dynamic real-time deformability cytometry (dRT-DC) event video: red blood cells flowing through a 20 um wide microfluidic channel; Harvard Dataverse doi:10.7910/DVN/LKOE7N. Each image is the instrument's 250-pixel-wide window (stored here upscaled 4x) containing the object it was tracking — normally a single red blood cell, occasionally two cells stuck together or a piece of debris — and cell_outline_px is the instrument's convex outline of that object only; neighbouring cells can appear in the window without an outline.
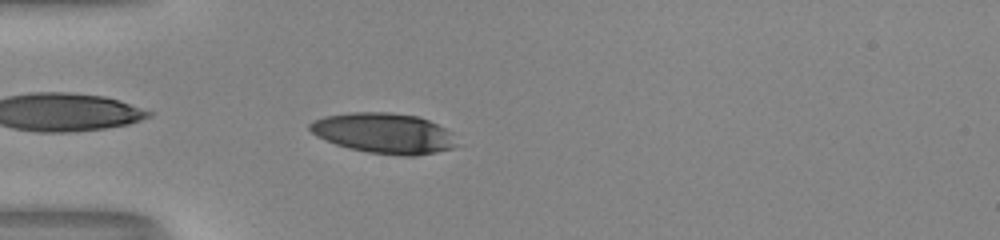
{"species": "human", "species_latin": "Homo sapiens", "temperature_condition": "room temperature", "stored_images_in_passage": 38, "camera_frame_rate_fps": 3000, "um_per_image_px": 0.085, "donor": {"sex": "male"}, "frame": {"image": 1, "passage_image": 2, "time_ms": 0.333, "image_size_px": [1000, 240], "cell_outline_px": [[464, 144], [452, 148], [436, 152], [416, 156], [400, 156], [368, 152], [348, 148], [336, 144], [316, 136], [308, 128], [308, 124], [312, 120], [324, 116], [352, 112], [388, 112], [420, 116], [452, 132]], "centroid_in_image_um": [32.69, 11.33], "position_along_channel_um": 52.3, "area_um2": 35.14}}
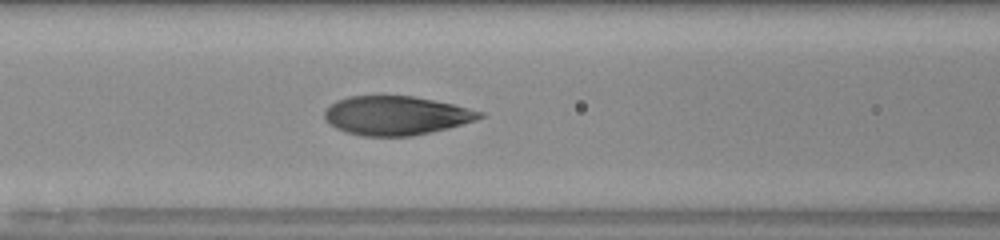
{"frame": {"image": 2, "passage_image": 9, "time_ms": 2.667, "image_size_px": [1000, 240], "cell_outline_px": [[484, 116], [476, 120], [448, 128], [432, 132], [412, 136], [360, 136], [344, 132], [336, 128], [324, 116], [324, 108], [336, 100], [348, 96], [412, 96], [452, 104], [484, 112]], "centroid_in_image_um": [33.64, 9.82], "position_along_channel_um": 133.0, "area_um2": 35.2}}
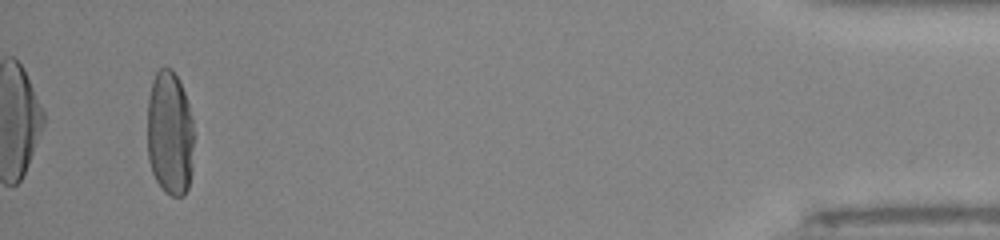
{"frame": {"image": 3, "passage_image": 36, "time_ms": 11.667, "image_size_px": [1000, 240], "cell_outline_px": [[192, 172], [188, 188], [184, 196], [172, 196], [164, 192], [156, 180], [152, 172], [148, 160], [148, 96], [152, 80], [156, 72], [160, 68], [172, 68], [184, 92], [188, 104], [192, 120]], "centroid_in_image_um": [14.42, 11.36], "position_along_channel_um": 420.8, "area_um2": 33.93}, "authors_computed_cell_mechanics": {"area_um2": 35.9805, "velocity_mm_per_s": 4.0425, "shape_relaxation_time_tau1_ms": 5.5302, "shape_relaxation_time_tau2_ms": null, "deformation_change_tau1": 0.2344, "deformation_change_tau2": null}}